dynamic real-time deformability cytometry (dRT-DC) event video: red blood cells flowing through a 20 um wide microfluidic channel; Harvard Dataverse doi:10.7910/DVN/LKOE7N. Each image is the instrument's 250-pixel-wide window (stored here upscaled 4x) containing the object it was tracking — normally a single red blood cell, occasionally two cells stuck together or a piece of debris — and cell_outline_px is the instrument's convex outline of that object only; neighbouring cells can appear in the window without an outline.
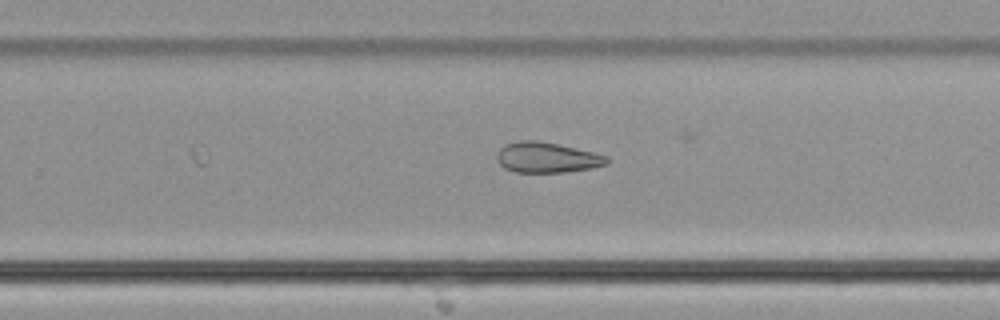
{"species": "common noctule bat (a hibernating species)", "species_latin": "Nyctalus noctula", "temperature_condition": "cold", "stored_images_in_passage": 20, "camera_frame_rate_fps": 3000, "um_per_image_px": 0.085, "animal": {"sex": "male", "body_mass_g": 21.5, "forearm_length_mm": 52.0}, "frame": {"image": 1, "passage_image": 20, "time_ms": 6.333, "image_size_px": [1000, 320], "cell_outline_px": [[608, 164], [592, 168], [564, 172], [516, 172], [504, 168], [496, 160], [496, 152], [504, 144], [520, 140], [536, 140], [576, 148], [608, 156]], "centroid_in_image_um": [46.45, 13.38], "position_along_channel_um": 283.4, "area_um2": 19.54}}